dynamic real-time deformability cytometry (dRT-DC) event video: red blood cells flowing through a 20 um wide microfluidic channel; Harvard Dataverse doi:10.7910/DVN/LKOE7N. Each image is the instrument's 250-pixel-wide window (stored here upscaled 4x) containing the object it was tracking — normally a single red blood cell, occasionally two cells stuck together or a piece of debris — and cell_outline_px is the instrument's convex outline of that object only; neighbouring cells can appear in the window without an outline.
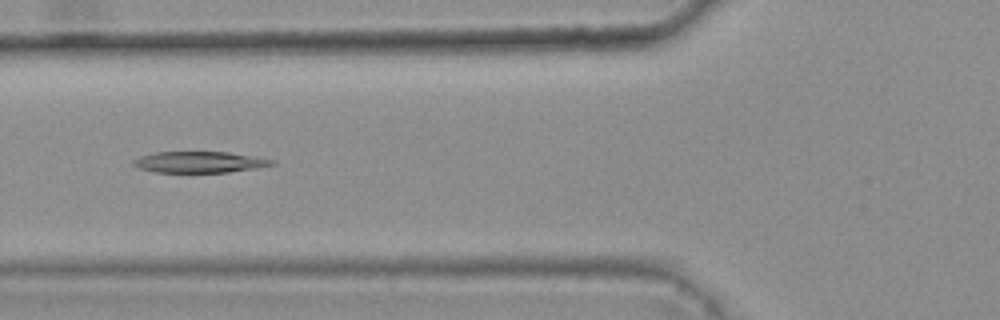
{"species": "common noctule bat (a hibernating species)", "species_latin": "Nyctalus noctula", "temperature_condition": "warm", "stored_images_in_passage": 7, "camera_frame_rate_fps": 3000, "um_per_image_px": 0.085, "animal": {"sex": "female", "body_mass_g": 25.1}, "frame": {"image": 1, "passage_image": 4, "time_ms": 1.0, "image_size_px": [1000, 320], "cell_outline_px": [[276, 164], [256, 168], [228, 172], [156, 172], [140, 168], [132, 164], [132, 160], [140, 156], [156, 152], [228, 152], [276, 160]], "centroid_in_image_um": [16.96, 13.77], "position_along_channel_um": 108.8, "area_um2": 16.99}}
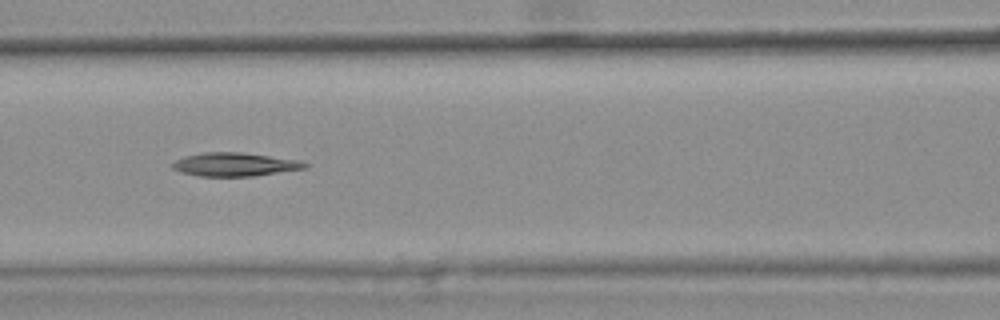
{"frame": {"image": 2, "passage_image": 5, "time_ms": 1.333, "image_size_px": [1000, 320], "cell_outline_px": [[308, 168], [252, 176], [200, 176], [180, 172], [172, 168], [172, 164], [176, 160], [184, 156], [204, 152], [240, 152], [300, 160], [308, 164]], "centroid_in_image_um": [19.96, 13.97], "position_along_channel_um": 146.6, "area_um2": 18.09}}